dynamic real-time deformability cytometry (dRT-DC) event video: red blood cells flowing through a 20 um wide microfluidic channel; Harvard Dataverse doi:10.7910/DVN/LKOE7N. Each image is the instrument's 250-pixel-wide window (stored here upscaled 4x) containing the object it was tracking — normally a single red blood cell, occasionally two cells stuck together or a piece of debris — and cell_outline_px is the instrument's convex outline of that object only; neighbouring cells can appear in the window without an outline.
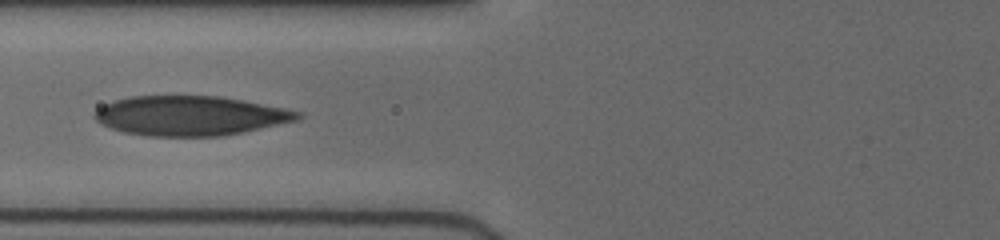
{"species": "human", "species_latin": "Homo sapiens", "temperature_condition": "cold", "stored_images_in_passage": 11, "camera_frame_rate_fps": 3000, "um_per_image_px": 0.085, "donor": {"sex": "female"}, "frame": {"image": 1, "passage_image": 10, "time_ms": 6.667, "image_size_px": [1000, 240], "cell_outline_px": [[304, 116], [300, 120], [244, 132], [220, 136], [144, 136], [124, 132], [100, 124], [92, 116], [104, 104], [116, 100], [132, 96], [220, 96], [244, 100], [284, 108], [300, 112]], "centroid_in_image_um": [16.2, 9.84], "position_along_channel_um": 109.6, "area_um2": 46.99}}